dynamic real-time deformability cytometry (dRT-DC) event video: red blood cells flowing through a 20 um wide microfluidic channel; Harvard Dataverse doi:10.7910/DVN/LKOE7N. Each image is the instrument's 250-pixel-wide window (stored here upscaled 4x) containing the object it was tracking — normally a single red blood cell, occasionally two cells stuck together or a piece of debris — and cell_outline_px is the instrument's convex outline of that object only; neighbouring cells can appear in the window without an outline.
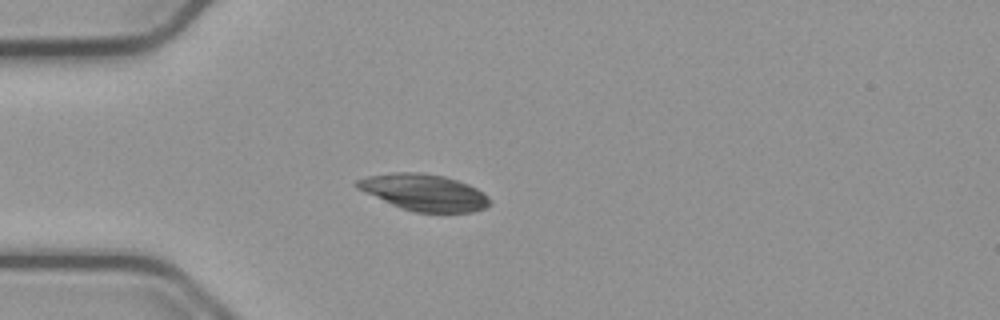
{"species": "common noctule bat (a hibernating species)", "species_latin": "Nyctalus noctula", "temperature_condition": "cold", "stored_images_in_passage": 45, "camera_frame_rate_fps": 3000, "um_per_image_px": 0.085, "animal": {"sex": "male", "body_mass_g": 23.1, "forearm_length_mm": 52.7}, "frame": {"image": 1, "passage_image": 9, "time_ms": 2.667, "image_size_px": [1000, 320], "cell_outline_px": [[488, 204], [484, 208], [472, 212], [416, 212], [400, 208], [356, 188], [356, 180], [368, 176], [392, 172], [420, 172], [444, 176], [468, 184], [476, 188], [488, 200]], "centroid_in_image_um": [35.99, 16.34], "position_along_channel_um": 49.0, "area_um2": 27.8}}
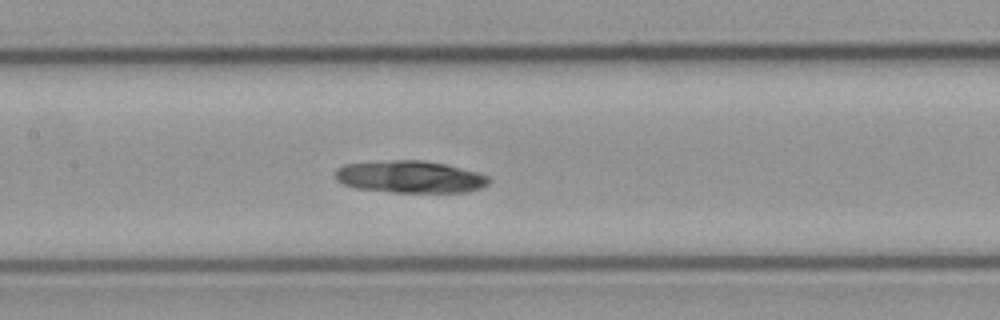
{"frame": {"image": 2, "passage_image": 20, "time_ms": 6.333, "image_size_px": [1000, 320], "cell_outline_px": [[492, 180], [488, 184], [480, 188], [468, 192], [392, 192], [356, 188], [344, 184], [336, 180], [336, 168], [344, 164], [388, 160], [424, 160], [444, 164], [476, 172], [488, 176]], "centroid_in_image_um": [34.85, 15.03], "position_along_channel_um": 172.5, "area_um2": 28.78}}
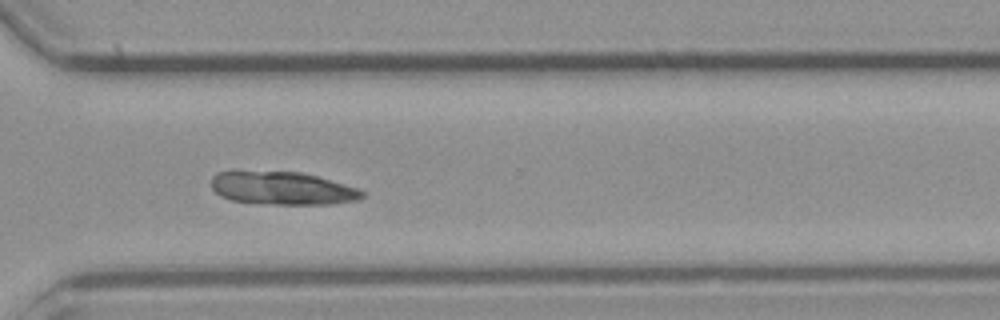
{"frame": {"image": 3, "passage_image": 34, "time_ms": 11.0, "image_size_px": [1000, 320], "cell_outline_px": [[364, 196], [356, 200], [332, 204], [256, 204], [232, 200], [220, 196], [212, 188], [212, 176], [216, 172], [236, 168], [300, 172], [316, 176], [356, 188], [364, 192]], "centroid_in_image_um": [23.86, 15.96], "position_along_channel_um": 346.7, "area_um2": 29.88}}